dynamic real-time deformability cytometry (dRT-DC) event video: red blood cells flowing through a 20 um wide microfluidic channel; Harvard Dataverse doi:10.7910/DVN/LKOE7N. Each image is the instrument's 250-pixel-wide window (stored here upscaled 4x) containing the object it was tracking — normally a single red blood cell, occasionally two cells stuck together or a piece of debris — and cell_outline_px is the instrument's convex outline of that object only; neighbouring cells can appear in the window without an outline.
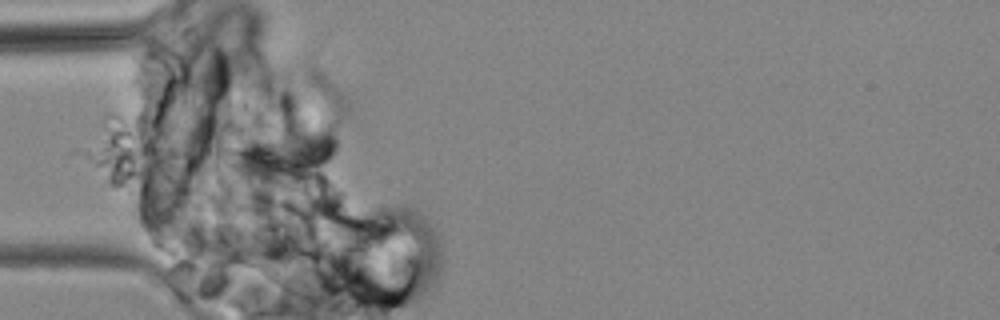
{"species": "common noctule bat (a hibernating species)", "species_latin": "Nyctalus noctula", "temperature_condition": "cold", "stored_images_in_passage": 6, "camera_frame_rate_fps": 3000, "um_per_image_px": 0.085, "animal": {"sex": "male", "body_mass_g": 19.2, "forearm_length_mm": 51.8}, "frame": {"image": 1, "passage_image": 2, "time_ms": 1.333, "image_size_px": [1000, 320], "cell_outline_px": [[336, 152], [332, 160], [316, 180], [312, 184], [268, 184], [240, 176], [224, 168], [236, 152], [244, 144], [272, 136], [308, 132], [332, 132], [336, 136]], "centroid_in_image_um": [24.25, 13.45], "position_along_channel_um": 60.8, "area_um2": 31.85}}
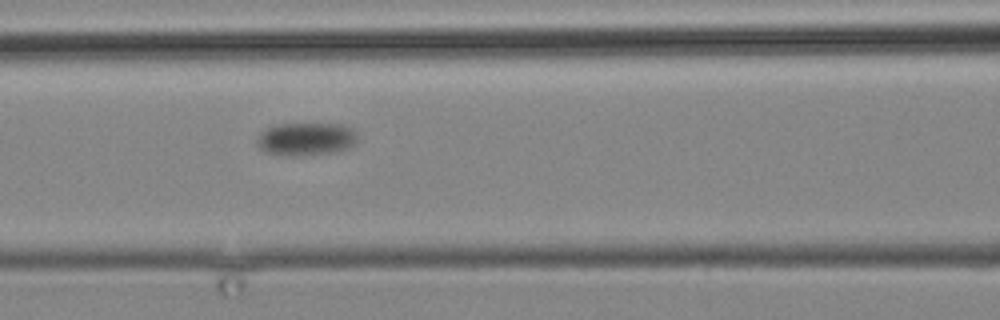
{"frame": {"image": 2, "passage_image": 6, "time_ms": 6.0, "image_size_px": [1000, 320], "cell_outline_px": [[356, 140], [348, 148], [332, 152], [300, 156], [284, 156], [264, 152], [256, 144], [256, 136], [264, 128], [276, 124], [340, 124], [352, 128], [356, 132]], "centroid_in_image_um": [25.93, 11.82], "position_along_channel_um": 140.7, "area_um2": 19.54}}